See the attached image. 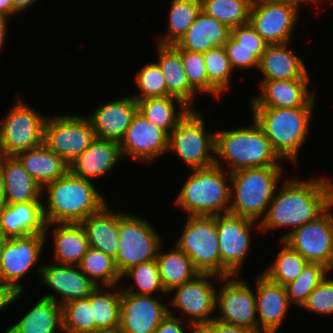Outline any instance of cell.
I'll list each match as a JSON object with an SVG mask.
<instances>
[{
	"label": "cell",
	"instance_id": "44",
	"mask_svg": "<svg viewBox=\"0 0 333 333\" xmlns=\"http://www.w3.org/2000/svg\"><path fill=\"white\" fill-rule=\"evenodd\" d=\"M121 277L132 278L138 287V291L135 290V285L131 286L129 289H122L125 292L136 295H152L153 291L160 290L165 295L167 293L161 283L159 267L156 260L134 265L126 270Z\"/></svg>",
	"mask_w": 333,
	"mask_h": 333
},
{
	"label": "cell",
	"instance_id": "37",
	"mask_svg": "<svg viewBox=\"0 0 333 333\" xmlns=\"http://www.w3.org/2000/svg\"><path fill=\"white\" fill-rule=\"evenodd\" d=\"M167 35L158 39V44L174 45L187 32L201 11L200 0H172L169 10Z\"/></svg>",
	"mask_w": 333,
	"mask_h": 333
},
{
	"label": "cell",
	"instance_id": "39",
	"mask_svg": "<svg viewBox=\"0 0 333 333\" xmlns=\"http://www.w3.org/2000/svg\"><path fill=\"white\" fill-rule=\"evenodd\" d=\"M201 10L230 29L249 22L253 0H200Z\"/></svg>",
	"mask_w": 333,
	"mask_h": 333
},
{
	"label": "cell",
	"instance_id": "45",
	"mask_svg": "<svg viewBox=\"0 0 333 333\" xmlns=\"http://www.w3.org/2000/svg\"><path fill=\"white\" fill-rule=\"evenodd\" d=\"M136 82L141 93L132 97L138 101L146 98L166 97L170 96L167 93L165 78L162 71L156 63H148L143 67L137 77Z\"/></svg>",
	"mask_w": 333,
	"mask_h": 333
},
{
	"label": "cell",
	"instance_id": "28",
	"mask_svg": "<svg viewBox=\"0 0 333 333\" xmlns=\"http://www.w3.org/2000/svg\"><path fill=\"white\" fill-rule=\"evenodd\" d=\"M0 167L6 203L40 201L43 188L29 175L16 156L0 155Z\"/></svg>",
	"mask_w": 333,
	"mask_h": 333
},
{
	"label": "cell",
	"instance_id": "31",
	"mask_svg": "<svg viewBox=\"0 0 333 333\" xmlns=\"http://www.w3.org/2000/svg\"><path fill=\"white\" fill-rule=\"evenodd\" d=\"M16 157L42 188L65 176L70 171V166L44 144L20 152Z\"/></svg>",
	"mask_w": 333,
	"mask_h": 333
},
{
	"label": "cell",
	"instance_id": "7",
	"mask_svg": "<svg viewBox=\"0 0 333 333\" xmlns=\"http://www.w3.org/2000/svg\"><path fill=\"white\" fill-rule=\"evenodd\" d=\"M176 246L191 259L199 273L221 277V255L216 216H188Z\"/></svg>",
	"mask_w": 333,
	"mask_h": 333
},
{
	"label": "cell",
	"instance_id": "54",
	"mask_svg": "<svg viewBox=\"0 0 333 333\" xmlns=\"http://www.w3.org/2000/svg\"><path fill=\"white\" fill-rule=\"evenodd\" d=\"M0 15L6 17L7 19L10 15L13 16L12 0H0Z\"/></svg>",
	"mask_w": 333,
	"mask_h": 333
},
{
	"label": "cell",
	"instance_id": "52",
	"mask_svg": "<svg viewBox=\"0 0 333 333\" xmlns=\"http://www.w3.org/2000/svg\"><path fill=\"white\" fill-rule=\"evenodd\" d=\"M22 293L11 285L0 282V311L7 305L12 304Z\"/></svg>",
	"mask_w": 333,
	"mask_h": 333
},
{
	"label": "cell",
	"instance_id": "18",
	"mask_svg": "<svg viewBox=\"0 0 333 333\" xmlns=\"http://www.w3.org/2000/svg\"><path fill=\"white\" fill-rule=\"evenodd\" d=\"M169 136L139 111L133 116L123 139L120 141L121 155L146 162H152L168 152Z\"/></svg>",
	"mask_w": 333,
	"mask_h": 333
},
{
	"label": "cell",
	"instance_id": "14",
	"mask_svg": "<svg viewBox=\"0 0 333 333\" xmlns=\"http://www.w3.org/2000/svg\"><path fill=\"white\" fill-rule=\"evenodd\" d=\"M218 277L208 273H199L190 281L173 288L175 292L171 305L186 313L190 319L189 325L194 333L204 324L212 321L215 317L209 316L216 310V289L208 278Z\"/></svg>",
	"mask_w": 333,
	"mask_h": 333
},
{
	"label": "cell",
	"instance_id": "47",
	"mask_svg": "<svg viewBox=\"0 0 333 333\" xmlns=\"http://www.w3.org/2000/svg\"><path fill=\"white\" fill-rule=\"evenodd\" d=\"M302 308L317 314H333V279L326 276L308 295Z\"/></svg>",
	"mask_w": 333,
	"mask_h": 333
},
{
	"label": "cell",
	"instance_id": "20",
	"mask_svg": "<svg viewBox=\"0 0 333 333\" xmlns=\"http://www.w3.org/2000/svg\"><path fill=\"white\" fill-rule=\"evenodd\" d=\"M310 79L261 80L260 95L253 97L252 107L297 108L315 106V93L308 90Z\"/></svg>",
	"mask_w": 333,
	"mask_h": 333
},
{
	"label": "cell",
	"instance_id": "21",
	"mask_svg": "<svg viewBox=\"0 0 333 333\" xmlns=\"http://www.w3.org/2000/svg\"><path fill=\"white\" fill-rule=\"evenodd\" d=\"M137 111V101L130 96L99 106L88 119L96 138L120 143Z\"/></svg>",
	"mask_w": 333,
	"mask_h": 333
},
{
	"label": "cell",
	"instance_id": "22",
	"mask_svg": "<svg viewBox=\"0 0 333 333\" xmlns=\"http://www.w3.org/2000/svg\"><path fill=\"white\" fill-rule=\"evenodd\" d=\"M255 281L258 330L263 333H276L290 304L286 288L270 281L263 274L258 275Z\"/></svg>",
	"mask_w": 333,
	"mask_h": 333
},
{
	"label": "cell",
	"instance_id": "3",
	"mask_svg": "<svg viewBox=\"0 0 333 333\" xmlns=\"http://www.w3.org/2000/svg\"><path fill=\"white\" fill-rule=\"evenodd\" d=\"M215 156L228 162L230 173L245 168L281 166L282 160L254 119L252 126L215 132Z\"/></svg>",
	"mask_w": 333,
	"mask_h": 333
},
{
	"label": "cell",
	"instance_id": "16",
	"mask_svg": "<svg viewBox=\"0 0 333 333\" xmlns=\"http://www.w3.org/2000/svg\"><path fill=\"white\" fill-rule=\"evenodd\" d=\"M298 9L289 3L253 0L249 23L268 44L289 43Z\"/></svg>",
	"mask_w": 333,
	"mask_h": 333
},
{
	"label": "cell",
	"instance_id": "40",
	"mask_svg": "<svg viewBox=\"0 0 333 333\" xmlns=\"http://www.w3.org/2000/svg\"><path fill=\"white\" fill-rule=\"evenodd\" d=\"M203 56L208 79V93L218 98L229 88L233 68L224 46L208 49Z\"/></svg>",
	"mask_w": 333,
	"mask_h": 333
},
{
	"label": "cell",
	"instance_id": "2",
	"mask_svg": "<svg viewBox=\"0 0 333 333\" xmlns=\"http://www.w3.org/2000/svg\"><path fill=\"white\" fill-rule=\"evenodd\" d=\"M43 189L48 192V207L43 206L46 224L81 223L107 204L91 180L70 171Z\"/></svg>",
	"mask_w": 333,
	"mask_h": 333
},
{
	"label": "cell",
	"instance_id": "5",
	"mask_svg": "<svg viewBox=\"0 0 333 333\" xmlns=\"http://www.w3.org/2000/svg\"><path fill=\"white\" fill-rule=\"evenodd\" d=\"M281 173L282 166L245 168L229 172L231 197L234 196L229 213L255 221L259 218L260 223V217H265L268 205L274 197Z\"/></svg>",
	"mask_w": 333,
	"mask_h": 333
},
{
	"label": "cell",
	"instance_id": "57",
	"mask_svg": "<svg viewBox=\"0 0 333 333\" xmlns=\"http://www.w3.org/2000/svg\"><path fill=\"white\" fill-rule=\"evenodd\" d=\"M6 204L5 193H4V183H3V173L0 167V208Z\"/></svg>",
	"mask_w": 333,
	"mask_h": 333
},
{
	"label": "cell",
	"instance_id": "34",
	"mask_svg": "<svg viewBox=\"0 0 333 333\" xmlns=\"http://www.w3.org/2000/svg\"><path fill=\"white\" fill-rule=\"evenodd\" d=\"M180 106L176 113L175 103ZM138 111L168 136L191 110L181 99L166 96L138 100Z\"/></svg>",
	"mask_w": 333,
	"mask_h": 333
},
{
	"label": "cell",
	"instance_id": "24",
	"mask_svg": "<svg viewBox=\"0 0 333 333\" xmlns=\"http://www.w3.org/2000/svg\"><path fill=\"white\" fill-rule=\"evenodd\" d=\"M42 282L61 295V306L65 303L86 298L98 287L79 268V266L50 263L39 267Z\"/></svg>",
	"mask_w": 333,
	"mask_h": 333
},
{
	"label": "cell",
	"instance_id": "41",
	"mask_svg": "<svg viewBox=\"0 0 333 333\" xmlns=\"http://www.w3.org/2000/svg\"><path fill=\"white\" fill-rule=\"evenodd\" d=\"M281 243L283 246L277 259L262 274L270 281L285 286L301 274L308 262L283 240Z\"/></svg>",
	"mask_w": 333,
	"mask_h": 333
},
{
	"label": "cell",
	"instance_id": "19",
	"mask_svg": "<svg viewBox=\"0 0 333 333\" xmlns=\"http://www.w3.org/2000/svg\"><path fill=\"white\" fill-rule=\"evenodd\" d=\"M168 313L169 307L151 295H136L121 290L118 333H155Z\"/></svg>",
	"mask_w": 333,
	"mask_h": 333
},
{
	"label": "cell",
	"instance_id": "25",
	"mask_svg": "<svg viewBox=\"0 0 333 333\" xmlns=\"http://www.w3.org/2000/svg\"><path fill=\"white\" fill-rule=\"evenodd\" d=\"M122 157L118 142L96 138L71 164L70 172L86 180L99 178Z\"/></svg>",
	"mask_w": 333,
	"mask_h": 333
},
{
	"label": "cell",
	"instance_id": "11",
	"mask_svg": "<svg viewBox=\"0 0 333 333\" xmlns=\"http://www.w3.org/2000/svg\"><path fill=\"white\" fill-rule=\"evenodd\" d=\"M96 139L90 120L83 116L46 118L43 144L69 166Z\"/></svg>",
	"mask_w": 333,
	"mask_h": 333
},
{
	"label": "cell",
	"instance_id": "1",
	"mask_svg": "<svg viewBox=\"0 0 333 333\" xmlns=\"http://www.w3.org/2000/svg\"><path fill=\"white\" fill-rule=\"evenodd\" d=\"M333 204V183L325 178L289 179L274 197L258 229L291 227L292 231L313 221Z\"/></svg>",
	"mask_w": 333,
	"mask_h": 333
},
{
	"label": "cell",
	"instance_id": "58",
	"mask_svg": "<svg viewBox=\"0 0 333 333\" xmlns=\"http://www.w3.org/2000/svg\"><path fill=\"white\" fill-rule=\"evenodd\" d=\"M2 253H3V238L0 236V282H2Z\"/></svg>",
	"mask_w": 333,
	"mask_h": 333
},
{
	"label": "cell",
	"instance_id": "8",
	"mask_svg": "<svg viewBox=\"0 0 333 333\" xmlns=\"http://www.w3.org/2000/svg\"><path fill=\"white\" fill-rule=\"evenodd\" d=\"M207 133L201 114L191 109L169 135L168 152H176L191 170L211 167L216 163L215 133Z\"/></svg>",
	"mask_w": 333,
	"mask_h": 333
},
{
	"label": "cell",
	"instance_id": "32",
	"mask_svg": "<svg viewBox=\"0 0 333 333\" xmlns=\"http://www.w3.org/2000/svg\"><path fill=\"white\" fill-rule=\"evenodd\" d=\"M87 235L89 247L100 250L115 259L119 248L118 213L105 205L80 223Z\"/></svg>",
	"mask_w": 333,
	"mask_h": 333
},
{
	"label": "cell",
	"instance_id": "13",
	"mask_svg": "<svg viewBox=\"0 0 333 333\" xmlns=\"http://www.w3.org/2000/svg\"><path fill=\"white\" fill-rule=\"evenodd\" d=\"M255 220L230 213L216 215L221 255V277L237 276L250 245L249 231Z\"/></svg>",
	"mask_w": 333,
	"mask_h": 333
},
{
	"label": "cell",
	"instance_id": "36",
	"mask_svg": "<svg viewBox=\"0 0 333 333\" xmlns=\"http://www.w3.org/2000/svg\"><path fill=\"white\" fill-rule=\"evenodd\" d=\"M103 292L98 286L91 293L95 333H118L120 327L121 291Z\"/></svg>",
	"mask_w": 333,
	"mask_h": 333
},
{
	"label": "cell",
	"instance_id": "29",
	"mask_svg": "<svg viewBox=\"0 0 333 333\" xmlns=\"http://www.w3.org/2000/svg\"><path fill=\"white\" fill-rule=\"evenodd\" d=\"M54 294L45 295L5 333H57L63 331L62 306Z\"/></svg>",
	"mask_w": 333,
	"mask_h": 333
},
{
	"label": "cell",
	"instance_id": "56",
	"mask_svg": "<svg viewBox=\"0 0 333 333\" xmlns=\"http://www.w3.org/2000/svg\"><path fill=\"white\" fill-rule=\"evenodd\" d=\"M268 1L289 3V4L296 6L297 8H299L300 4H302V3L312 4V3H317V1L319 2V0H268Z\"/></svg>",
	"mask_w": 333,
	"mask_h": 333
},
{
	"label": "cell",
	"instance_id": "26",
	"mask_svg": "<svg viewBox=\"0 0 333 333\" xmlns=\"http://www.w3.org/2000/svg\"><path fill=\"white\" fill-rule=\"evenodd\" d=\"M231 36V29L201 10L187 32L174 44L178 49L204 53L222 47Z\"/></svg>",
	"mask_w": 333,
	"mask_h": 333
},
{
	"label": "cell",
	"instance_id": "46",
	"mask_svg": "<svg viewBox=\"0 0 333 333\" xmlns=\"http://www.w3.org/2000/svg\"><path fill=\"white\" fill-rule=\"evenodd\" d=\"M182 64L189 85L196 91L208 92V79L203 53L180 49Z\"/></svg>",
	"mask_w": 333,
	"mask_h": 333
},
{
	"label": "cell",
	"instance_id": "50",
	"mask_svg": "<svg viewBox=\"0 0 333 333\" xmlns=\"http://www.w3.org/2000/svg\"><path fill=\"white\" fill-rule=\"evenodd\" d=\"M197 333H263L258 329H248L236 325L222 323L216 319L202 325Z\"/></svg>",
	"mask_w": 333,
	"mask_h": 333
},
{
	"label": "cell",
	"instance_id": "27",
	"mask_svg": "<svg viewBox=\"0 0 333 333\" xmlns=\"http://www.w3.org/2000/svg\"><path fill=\"white\" fill-rule=\"evenodd\" d=\"M288 44L267 45L258 67L263 80L310 79L303 60L288 49Z\"/></svg>",
	"mask_w": 333,
	"mask_h": 333
},
{
	"label": "cell",
	"instance_id": "23",
	"mask_svg": "<svg viewBox=\"0 0 333 333\" xmlns=\"http://www.w3.org/2000/svg\"><path fill=\"white\" fill-rule=\"evenodd\" d=\"M44 205L46 202L41 201L3 205L0 208V236L11 238L45 233Z\"/></svg>",
	"mask_w": 333,
	"mask_h": 333
},
{
	"label": "cell",
	"instance_id": "53",
	"mask_svg": "<svg viewBox=\"0 0 333 333\" xmlns=\"http://www.w3.org/2000/svg\"><path fill=\"white\" fill-rule=\"evenodd\" d=\"M38 0H12L13 5V15L18 12L26 10L29 6H32L33 3Z\"/></svg>",
	"mask_w": 333,
	"mask_h": 333
},
{
	"label": "cell",
	"instance_id": "4",
	"mask_svg": "<svg viewBox=\"0 0 333 333\" xmlns=\"http://www.w3.org/2000/svg\"><path fill=\"white\" fill-rule=\"evenodd\" d=\"M313 108L252 107V111L254 121L261 127L278 156L295 163L309 131Z\"/></svg>",
	"mask_w": 333,
	"mask_h": 333
},
{
	"label": "cell",
	"instance_id": "49",
	"mask_svg": "<svg viewBox=\"0 0 333 333\" xmlns=\"http://www.w3.org/2000/svg\"><path fill=\"white\" fill-rule=\"evenodd\" d=\"M231 37L245 49H266L268 45L249 22L232 28Z\"/></svg>",
	"mask_w": 333,
	"mask_h": 333
},
{
	"label": "cell",
	"instance_id": "38",
	"mask_svg": "<svg viewBox=\"0 0 333 333\" xmlns=\"http://www.w3.org/2000/svg\"><path fill=\"white\" fill-rule=\"evenodd\" d=\"M78 266L97 286H100L97 282L99 280L103 286H116L122 278L115 266L114 258L92 247H89Z\"/></svg>",
	"mask_w": 333,
	"mask_h": 333
},
{
	"label": "cell",
	"instance_id": "55",
	"mask_svg": "<svg viewBox=\"0 0 333 333\" xmlns=\"http://www.w3.org/2000/svg\"><path fill=\"white\" fill-rule=\"evenodd\" d=\"M8 19L2 15H0V49L4 46V40L6 38V27H7Z\"/></svg>",
	"mask_w": 333,
	"mask_h": 333
},
{
	"label": "cell",
	"instance_id": "17",
	"mask_svg": "<svg viewBox=\"0 0 333 333\" xmlns=\"http://www.w3.org/2000/svg\"><path fill=\"white\" fill-rule=\"evenodd\" d=\"M45 233L32 234L24 237L3 238L2 282L23 292V286L18 281L37 264L42 247L45 243Z\"/></svg>",
	"mask_w": 333,
	"mask_h": 333
},
{
	"label": "cell",
	"instance_id": "6",
	"mask_svg": "<svg viewBox=\"0 0 333 333\" xmlns=\"http://www.w3.org/2000/svg\"><path fill=\"white\" fill-rule=\"evenodd\" d=\"M219 161L216 157L215 165L193 169L177 195L176 204L184 208L189 216H216L229 213L231 186L227 185Z\"/></svg>",
	"mask_w": 333,
	"mask_h": 333
},
{
	"label": "cell",
	"instance_id": "48",
	"mask_svg": "<svg viewBox=\"0 0 333 333\" xmlns=\"http://www.w3.org/2000/svg\"><path fill=\"white\" fill-rule=\"evenodd\" d=\"M224 48L233 69L234 67L245 69L253 66L258 68L259 60L265 51V49H245L240 47V44L231 36L225 43Z\"/></svg>",
	"mask_w": 333,
	"mask_h": 333
},
{
	"label": "cell",
	"instance_id": "43",
	"mask_svg": "<svg viewBox=\"0 0 333 333\" xmlns=\"http://www.w3.org/2000/svg\"><path fill=\"white\" fill-rule=\"evenodd\" d=\"M330 270L320 263L308 262L301 274L292 282L285 285L289 303L302 307L308 295L327 276Z\"/></svg>",
	"mask_w": 333,
	"mask_h": 333
},
{
	"label": "cell",
	"instance_id": "10",
	"mask_svg": "<svg viewBox=\"0 0 333 333\" xmlns=\"http://www.w3.org/2000/svg\"><path fill=\"white\" fill-rule=\"evenodd\" d=\"M19 101L0 124V155L18 153L43 144L46 117Z\"/></svg>",
	"mask_w": 333,
	"mask_h": 333
},
{
	"label": "cell",
	"instance_id": "51",
	"mask_svg": "<svg viewBox=\"0 0 333 333\" xmlns=\"http://www.w3.org/2000/svg\"><path fill=\"white\" fill-rule=\"evenodd\" d=\"M181 318L169 310L168 315L157 326L155 333H185L181 325Z\"/></svg>",
	"mask_w": 333,
	"mask_h": 333
},
{
	"label": "cell",
	"instance_id": "42",
	"mask_svg": "<svg viewBox=\"0 0 333 333\" xmlns=\"http://www.w3.org/2000/svg\"><path fill=\"white\" fill-rule=\"evenodd\" d=\"M63 332L95 333L91 295L62 305Z\"/></svg>",
	"mask_w": 333,
	"mask_h": 333
},
{
	"label": "cell",
	"instance_id": "35",
	"mask_svg": "<svg viewBox=\"0 0 333 333\" xmlns=\"http://www.w3.org/2000/svg\"><path fill=\"white\" fill-rule=\"evenodd\" d=\"M156 261L161 283L168 294L173 288L190 281L199 274L189 256L177 246L168 253L158 251Z\"/></svg>",
	"mask_w": 333,
	"mask_h": 333
},
{
	"label": "cell",
	"instance_id": "9",
	"mask_svg": "<svg viewBox=\"0 0 333 333\" xmlns=\"http://www.w3.org/2000/svg\"><path fill=\"white\" fill-rule=\"evenodd\" d=\"M118 233L114 262L120 275L134 265L156 260L161 238L145 219L118 212Z\"/></svg>",
	"mask_w": 333,
	"mask_h": 333
},
{
	"label": "cell",
	"instance_id": "33",
	"mask_svg": "<svg viewBox=\"0 0 333 333\" xmlns=\"http://www.w3.org/2000/svg\"><path fill=\"white\" fill-rule=\"evenodd\" d=\"M56 225L54 229V263L78 266L89 249L86 232L80 223L46 224L48 227Z\"/></svg>",
	"mask_w": 333,
	"mask_h": 333
},
{
	"label": "cell",
	"instance_id": "12",
	"mask_svg": "<svg viewBox=\"0 0 333 333\" xmlns=\"http://www.w3.org/2000/svg\"><path fill=\"white\" fill-rule=\"evenodd\" d=\"M333 204L318 218L283 235L287 243L310 263L333 269ZM330 211V212H329Z\"/></svg>",
	"mask_w": 333,
	"mask_h": 333
},
{
	"label": "cell",
	"instance_id": "30",
	"mask_svg": "<svg viewBox=\"0 0 333 333\" xmlns=\"http://www.w3.org/2000/svg\"><path fill=\"white\" fill-rule=\"evenodd\" d=\"M159 61L156 63L165 78L167 93L181 99L190 109L197 92L189 85L180 49L175 45L158 44Z\"/></svg>",
	"mask_w": 333,
	"mask_h": 333
},
{
	"label": "cell",
	"instance_id": "15",
	"mask_svg": "<svg viewBox=\"0 0 333 333\" xmlns=\"http://www.w3.org/2000/svg\"><path fill=\"white\" fill-rule=\"evenodd\" d=\"M220 279L226 280V284L216 294V308L219 307L221 313L215 319L225 324L258 329L255 293L247 282L233 275Z\"/></svg>",
	"mask_w": 333,
	"mask_h": 333
}]
</instances>
